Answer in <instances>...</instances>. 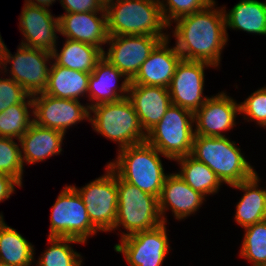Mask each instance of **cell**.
Wrapping results in <instances>:
<instances>
[{
    "label": "cell",
    "mask_w": 266,
    "mask_h": 266,
    "mask_svg": "<svg viewBox=\"0 0 266 266\" xmlns=\"http://www.w3.org/2000/svg\"><path fill=\"white\" fill-rule=\"evenodd\" d=\"M24 169L19 140L0 137V173L15 178L23 186Z\"/></svg>",
    "instance_id": "obj_32"
},
{
    "label": "cell",
    "mask_w": 266,
    "mask_h": 266,
    "mask_svg": "<svg viewBox=\"0 0 266 266\" xmlns=\"http://www.w3.org/2000/svg\"><path fill=\"white\" fill-rule=\"evenodd\" d=\"M207 199L193 190L176 172L170 173L158 198L162 220L169 224L166 214L170 211L175 220L184 221L191 215H196Z\"/></svg>",
    "instance_id": "obj_17"
},
{
    "label": "cell",
    "mask_w": 266,
    "mask_h": 266,
    "mask_svg": "<svg viewBox=\"0 0 266 266\" xmlns=\"http://www.w3.org/2000/svg\"><path fill=\"white\" fill-rule=\"evenodd\" d=\"M174 162L179 166L176 174L193 190L206 198L219 193L223 183L206 164L196 160L191 155L177 158Z\"/></svg>",
    "instance_id": "obj_27"
},
{
    "label": "cell",
    "mask_w": 266,
    "mask_h": 266,
    "mask_svg": "<svg viewBox=\"0 0 266 266\" xmlns=\"http://www.w3.org/2000/svg\"><path fill=\"white\" fill-rule=\"evenodd\" d=\"M171 39L166 38L155 47L130 84L169 88L176 67L182 59L175 45H170Z\"/></svg>",
    "instance_id": "obj_20"
},
{
    "label": "cell",
    "mask_w": 266,
    "mask_h": 266,
    "mask_svg": "<svg viewBox=\"0 0 266 266\" xmlns=\"http://www.w3.org/2000/svg\"><path fill=\"white\" fill-rule=\"evenodd\" d=\"M17 47L15 54L7 47L0 64L1 73L20 84L31 96L43 93L47 88L52 53L22 45Z\"/></svg>",
    "instance_id": "obj_9"
},
{
    "label": "cell",
    "mask_w": 266,
    "mask_h": 266,
    "mask_svg": "<svg viewBox=\"0 0 266 266\" xmlns=\"http://www.w3.org/2000/svg\"><path fill=\"white\" fill-rule=\"evenodd\" d=\"M59 0H24L25 4L49 9L55 2Z\"/></svg>",
    "instance_id": "obj_38"
},
{
    "label": "cell",
    "mask_w": 266,
    "mask_h": 266,
    "mask_svg": "<svg viewBox=\"0 0 266 266\" xmlns=\"http://www.w3.org/2000/svg\"><path fill=\"white\" fill-rule=\"evenodd\" d=\"M65 136L61 131L45 128L33 122L19 139L23 165L37 164L49 160L52 156L62 155Z\"/></svg>",
    "instance_id": "obj_22"
},
{
    "label": "cell",
    "mask_w": 266,
    "mask_h": 266,
    "mask_svg": "<svg viewBox=\"0 0 266 266\" xmlns=\"http://www.w3.org/2000/svg\"><path fill=\"white\" fill-rule=\"evenodd\" d=\"M89 123L96 134L117 144V150L146 142V134L128 98L91 107Z\"/></svg>",
    "instance_id": "obj_5"
},
{
    "label": "cell",
    "mask_w": 266,
    "mask_h": 266,
    "mask_svg": "<svg viewBox=\"0 0 266 266\" xmlns=\"http://www.w3.org/2000/svg\"><path fill=\"white\" fill-rule=\"evenodd\" d=\"M33 122V100L29 95L22 103L0 112V137L19 140Z\"/></svg>",
    "instance_id": "obj_30"
},
{
    "label": "cell",
    "mask_w": 266,
    "mask_h": 266,
    "mask_svg": "<svg viewBox=\"0 0 266 266\" xmlns=\"http://www.w3.org/2000/svg\"><path fill=\"white\" fill-rule=\"evenodd\" d=\"M55 200L48 237L74 238L86 245L100 232L91 223L83 199L72 184L64 185Z\"/></svg>",
    "instance_id": "obj_8"
},
{
    "label": "cell",
    "mask_w": 266,
    "mask_h": 266,
    "mask_svg": "<svg viewBox=\"0 0 266 266\" xmlns=\"http://www.w3.org/2000/svg\"><path fill=\"white\" fill-rule=\"evenodd\" d=\"M0 266H9V265H7L6 263L0 262Z\"/></svg>",
    "instance_id": "obj_41"
},
{
    "label": "cell",
    "mask_w": 266,
    "mask_h": 266,
    "mask_svg": "<svg viewBox=\"0 0 266 266\" xmlns=\"http://www.w3.org/2000/svg\"><path fill=\"white\" fill-rule=\"evenodd\" d=\"M6 49H7V45H5L2 39V36H1V32H0V64H1V61L3 60V56L5 54Z\"/></svg>",
    "instance_id": "obj_39"
},
{
    "label": "cell",
    "mask_w": 266,
    "mask_h": 266,
    "mask_svg": "<svg viewBox=\"0 0 266 266\" xmlns=\"http://www.w3.org/2000/svg\"><path fill=\"white\" fill-rule=\"evenodd\" d=\"M221 91L206 100L194 113L195 135L226 137V132L235 128L240 116V104L236 99Z\"/></svg>",
    "instance_id": "obj_15"
},
{
    "label": "cell",
    "mask_w": 266,
    "mask_h": 266,
    "mask_svg": "<svg viewBox=\"0 0 266 266\" xmlns=\"http://www.w3.org/2000/svg\"><path fill=\"white\" fill-rule=\"evenodd\" d=\"M239 255L251 266H266V220L243 228Z\"/></svg>",
    "instance_id": "obj_31"
},
{
    "label": "cell",
    "mask_w": 266,
    "mask_h": 266,
    "mask_svg": "<svg viewBox=\"0 0 266 266\" xmlns=\"http://www.w3.org/2000/svg\"><path fill=\"white\" fill-rule=\"evenodd\" d=\"M59 16V30L62 38L87 43L102 52L108 41L106 11L85 13H63Z\"/></svg>",
    "instance_id": "obj_18"
},
{
    "label": "cell",
    "mask_w": 266,
    "mask_h": 266,
    "mask_svg": "<svg viewBox=\"0 0 266 266\" xmlns=\"http://www.w3.org/2000/svg\"><path fill=\"white\" fill-rule=\"evenodd\" d=\"M217 5L213 0L201 11L182 16L169 26V38L175 37V47L182 59L204 61L220 69L229 40L223 7Z\"/></svg>",
    "instance_id": "obj_1"
},
{
    "label": "cell",
    "mask_w": 266,
    "mask_h": 266,
    "mask_svg": "<svg viewBox=\"0 0 266 266\" xmlns=\"http://www.w3.org/2000/svg\"><path fill=\"white\" fill-rule=\"evenodd\" d=\"M63 39L62 48L57 44L52 52L53 61L72 70L91 73L103 57V52L87 43Z\"/></svg>",
    "instance_id": "obj_26"
},
{
    "label": "cell",
    "mask_w": 266,
    "mask_h": 266,
    "mask_svg": "<svg viewBox=\"0 0 266 266\" xmlns=\"http://www.w3.org/2000/svg\"><path fill=\"white\" fill-rule=\"evenodd\" d=\"M44 252L34 260V266H83L84 257L74 250L73 244L85 243L74 238L48 237Z\"/></svg>",
    "instance_id": "obj_29"
},
{
    "label": "cell",
    "mask_w": 266,
    "mask_h": 266,
    "mask_svg": "<svg viewBox=\"0 0 266 266\" xmlns=\"http://www.w3.org/2000/svg\"><path fill=\"white\" fill-rule=\"evenodd\" d=\"M130 83L131 81L122 72L102 57L89 77L86 100L88 107L127 98Z\"/></svg>",
    "instance_id": "obj_19"
},
{
    "label": "cell",
    "mask_w": 266,
    "mask_h": 266,
    "mask_svg": "<svg viewBox=\"0 0 266 266\" xmlns=\"http://www.w3.org/2000/svg\"><path fill=\"white\" fill-rule=\"evenodd\" d=\"M127 98L131 101L145 134L160 122L172 104L169 89L162 86L130 84Z\"/></svg>",
    "instance_id": "obj_21"
},
{
    "label": "cell",
    "mask_w": 266,
    "mask_h": 266,
    "mask_svg": "<svg viewBox=\"0 0 266 266\" xmlns=\"http://www.w3.org/2000/svg\"><path fill=\"white\" fill-rule=\"evenodd\" d=\"M167 223L119 239L114 251L121 253L129 266H162L172 247Z\"/></svg>",
    "instance_id": "obj_11"
},
{
    "label": "cell",
    "mask_w": 266,
    "mask_h": 266,
    "mask_svg": "<svg viewBox=\"0 0 266 266\" xmlns=\"http://www.w3.org/2000/svg\"><path fill=\"white\" fill-rule=\"evenodd\" d=\"M104 6L112 0H99Z\"/></svg>",
    "instance_id": "obj_40"
},
{
    "label": "cell",
    "mask_w": 266,
    "mask_h": 266,
    "mask_svg": "<svg viewBox=\"0 0 266 266\" xmlns=\"http://www.w3.org/2000/svg\"><path fill=\"white\" fill-rule=\"evenodd\" d=\"M105 11L109 36H169V25L157 1L112 0Z\"/></svg>",
    "instance_id": "obj_4"
},
{
    "label": "cell",
    "mask_w": 266,
    "mask_h": 266,
    "mask_svg": "<svg viewBox=\"0 0 266 266\" xmlns=\"http://www.w3.org/2000/svg\"><path fill=\"white\" fill-rule=\"evenodd\" d=\"M16 187L22 189V185L13 177L0 173V203L8 200L16 192ZM0 218H4L2 211Z\"/></svg>",
    "instance_id": "obj_37"
},
{
    "label": "cell",
    "mask_w": 266,
    "mask_h": 266,
    "mask_svg": "<svg viewBox=\"0 0 266 266\" xmlns=\"http://www.w3.org/2000/svg\"><path fill=\"white\" fill-rule=\"evenodd\" d=\"M194 136V113L171 104L160 122L146 134V142L173 162L191 154Z\"/></svg>",
    "instance_id": "obj_7"
},
{
    "label": "cell",
    "mask_w": 266,
    "mask_h": 266,
    "mask_svg": "<svg viewBox=\"0 0 266 266\" xmlns=\"http://www.w3.org/2000/svg\"><path fill=\"white\" fill-rule=\"evenodd\" d=\"M213 0H159L165 22L170 26L176 19L201 11Z\"/></svg>",
    "instance_id": "obj_34"
},
{
    "label": "cell",
    "mask_w": 266,
    "mask_h": 266,
    "mask_svg": "<svg viewBox=\"0 0 266 266\" xmlns=\"http://www.w3.org/2000/svg\"><path fill=\"white\" fill-rule=\"evenodd\" d=\"M19 15V31L23 36L19 45L53 52L59 43V16L51 9L23 4Z\"/></svg>",
    "instance_id": "obj_16"
},
{
    "label": "cell",
    "mask_w": 266,
    "mask_h": 266,
    "mask_svg": "<svg viewBox=\"0 0 266 266\" xmlns=\"http://www.w3.org/2000/svg\"><path fill=\"white\" fill-rule=\"evenodd\" d=\"M118 207L113 233L120 239L163 223L158 198L143 192L117 175ZM122 231L121 230V228ZM120 232V234H119Z\"/></svg>",
    "instance_id": "obj_6"
},
{
    "label": "cell",
    "mask_w": 266,
    "mask_h": 266,
    "mask_svg": "<svg viewBox=\"0 0 266 266\" xmlns=\"http://www.w3.org/2000/svg\"><path fill=\"white\" fill-rule=\"evenodd\" d=\"M166 38L169 36H109L103 57L131 81L155 47Z\"/></svg>",
    "instance_id": "obj_12"
},
{
    "label": "cell",
    "mask_w": 266,
    "mask_h": 266,
    "mask_svg": "<svg viewBox=\"0 0 266 266\" xmlns=\"http://www.w3.org/2000/svg\"><path fill=\"white\" fill-rule=\"evenodd\" d=\"M222 7L228 40V29L266 37V0H240L228 11Z\"/></svg>",
    "instance_id": "obj_24"
},
{
    "label": "cell",
    "mask_w": 266,
    "mask_h": 266,
    "mask_svg": "<svg viewBox=\"0 0 266 266\" xmlns=\"http://www.w3.org/2000/svg\"><path fill=\"white\" fill-rule=\"evenodd\" d=\"M90 74L57 65L52 61L47 88L43 93L63 99H87Z\"/></svg>",
    "instance_id": "obj_25"
},
{
    "label": "cell",
    "mask_w": 266,
    "mask_h": 266,
    "mask_svg": "<svg viewBox=\"0 0 266 266\" xmlns=\"http://www.w3.org/2000/svg\"><path fill=\"white\" fill-rule=\"evenodd\" d=\"M35 247L0 218V262L9 266H34Z\"/></svg>",
    "instance_id": "obj_28"
},
{
    "label": "cell",
    "mask_w": 266,
    "mask_h": 266,
    "mask_svg": "<svg viewBox=\"0 0 266 266\" xmlns=\"http://www.w3.org/2000/svg\"><path fill=\"white\" fill-rule=\"evenodd\" d=\"M261 179L256 172L251 178L230 186L243 192L233 216V222L241 228L266 220V187L260 186Z\"/></svg>",
    "instance_id": "obj_23"
},
{
    "label": "cell",
    "mask_w": 266,
    "mask_h": 266,
    "mask_svg": "<svg viewBox=\"0 0 266 266\" xmlns=\"http://www.w3.org/2000/svg\"><path fill=\"white\" fill-rule=\"evenodd\" d=\"M240 104V116L246 122H254L257 127L266 128V85L253 91Z\"/></svg>",
    "instance_id": "obj_33"
},
{
    "label": "cell",
    "mask_w": 266,
    "mask_h": 266,
    "mask_svg": "<svg viewBox=\"0 0 266 266\" xmlns=\"http://www.w3.org/2000/svg\"><path fill=\"white\" fill-rule=\"evenodd\" d=\"M216 68L204 61L181 59L169 86L171 102L195 113L210 97L204 94L205 70Z\"/></svg>",
    "instance_id": "obj_14"
},
{
    "label": "cell",
    "mask_w": 266,
    "mask_h": 266,
    "mask_svg": "<svg viewBox=\"0 0 266 266\" xmlns=\"http://www.w3.org/2000/svg\"><path fill=\"white\" fill-rule=\"evenodd\" d=\"M34 123L55 129L65 135L70 127L81 122H89L88 104L75 99H63L39 93L32 96Z\"/></svg>",
    "instance_id": "obj_13"
},
{
    "label": "cell",
    "mask_w": 266,
    "mask_h": 266,
    "mask_svg": "<svg viewBox=\"0 0 266 266\" xmlns=\"http://www.w3.org/2000/svg\"><path fill=\"white\" fill-rule=\"evenodd\" d=\"M229 138L195 135L190 154L206 164L228 187L251 178L257 172L241 151L243 149Z\"/></svg>",
    "instance_id": "obj_3"
},
{
    "label": "cell",
    "mask_w": 266,
    "mask_h": 266,
    "mask_svg": "<svg viewBox=\"0 0 266 266\" xmlns=\"http://www.w3.org/2000/svg\"><path fill=\"white\" fill-rule=\"evenodd\" d=\"M28 96L20 84L0 71V112L9 106L22 103Z\"/></svg>",
    "instance_id": "obj_35"
},
{
    "label": "cell",
    "mask_w": 266,
    "mask_h": 266,
    "mask_svg": "<svg viewBox=\"0 0 266 266\" xmlns=\"http://www.w3.org/2000/svg\"><path fill=\"white\" fill-rule=\"evenodd\" d=\"M104 173L82 187L72 186L83 199L91 223L100 233H112L118 207L117 174L105 164Z\"/></svg>",
    "instance_id": "obj_10"
},
{
    "label": "cell",
    "mask_w": 266,
    "mask_h": 266,
    "mask_svg": "<svg viewBox=\"0 0 266 266\" xmlns=\"http://www.w3.org/2000/svg\"><path fill=\"white\" fill-rule=\"evenodd\" d=\"M59 3L65 13L105 11V6L99 0H59Z\"/></svg>",
    "instance_id": "obj_36"
},
{
    "label": "cell",
    "mask_w": 266,
    "mask_h": 266,
    "mask_svg": "<svg viewBox=\"0 0 266 266\" xmlns=\"http://www.w3.org/2000/svg\"><path fill=\"white\" fill-rule=\"evenodd\" d=\"M116 158L106 164L124 181L135 185L143 192L159 198L166 173L162 155L147 142L117 150Z\"/></svg>",
    "instance_id": "obj_2"
}]
</instances>
